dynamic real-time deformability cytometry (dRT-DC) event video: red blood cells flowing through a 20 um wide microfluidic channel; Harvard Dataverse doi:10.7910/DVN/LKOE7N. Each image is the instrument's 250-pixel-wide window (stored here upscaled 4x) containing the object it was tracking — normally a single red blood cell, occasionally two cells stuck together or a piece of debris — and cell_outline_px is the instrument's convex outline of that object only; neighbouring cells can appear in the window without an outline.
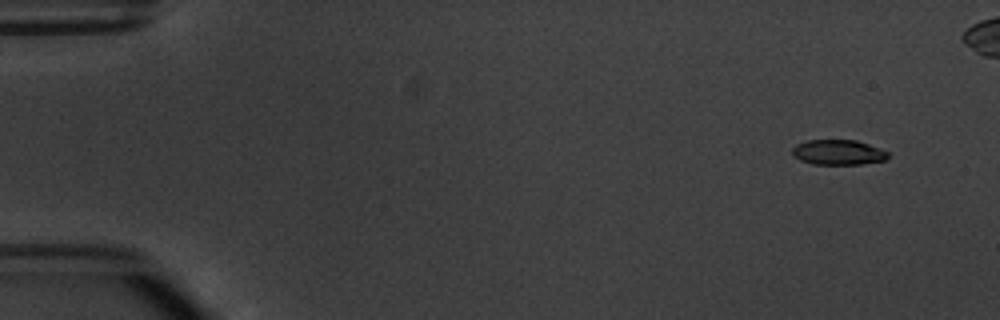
{"species": "common noctule bat (a hibernating species)", "species_latin": "Nyctalus noctula", "temperature_condition": "warm", "stored_images_in_passage": 7, "camera_frame_rate_fps": 3000, "um_per_image_px": 0.085, "animal": {"sex": "male", "body_mass_g": 20.1, "forearm_length_mm": 53.5}, "frame": {"image": 1, "passage_image": 2, "time_ms": 1.333, "image_size_px": [1000, 320], "cell_outline_px": [[888, 156], [884, 160], [860, 164], [812, 164], [800, 160], [792, 156], [792, 148], [796, 144], [808, 140], [856, 140], [868, 144], [888, 152]], "centroid_in_image_um": [71.19, 12.94], "position_along_channel_um": 13.8, "area_um2": 13.93}}